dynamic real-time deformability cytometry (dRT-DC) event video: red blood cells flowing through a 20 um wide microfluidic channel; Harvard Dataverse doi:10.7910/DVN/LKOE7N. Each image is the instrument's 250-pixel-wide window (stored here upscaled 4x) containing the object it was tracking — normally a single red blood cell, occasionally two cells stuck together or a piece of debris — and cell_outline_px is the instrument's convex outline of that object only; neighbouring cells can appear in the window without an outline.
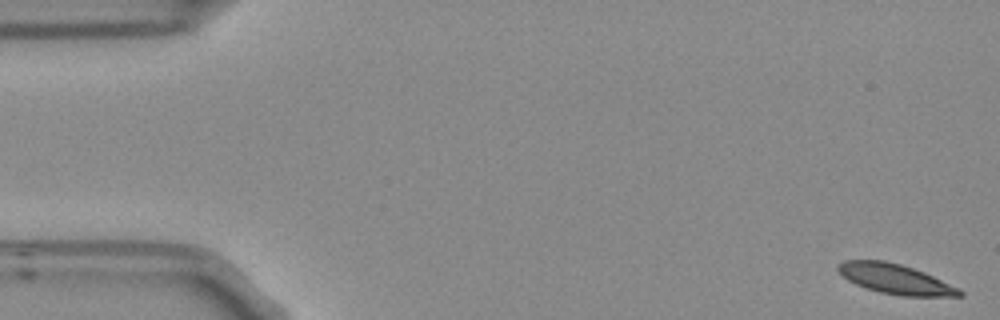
{"species": "Egyptian fruit bat (a non-hibernating species)", "species_latin": "Rousettus aegyptiacus", "temperature_condition": "room temperature", "stored_images_in_passage": 5, "camera_frame_rate_fps": 3000, "um_per_image_px": 0.085, "frame": {"image": 1, "passage_image": 1, "time_ms": 0.0, "image_size_px": [1000, 320], "cell_outline_px": [[964, 296], [900, 296], [880, 292], [856, 284], [840, 276], [836, 268], [836, 264], [844, 260], [884, 260], [900, 264], [924, 272], [960, 288], [964, 292]], "centroid_in_image_um": [76.08, 23.71], "position_along_channel_um": 8.9, "area_um2": 21.27}}